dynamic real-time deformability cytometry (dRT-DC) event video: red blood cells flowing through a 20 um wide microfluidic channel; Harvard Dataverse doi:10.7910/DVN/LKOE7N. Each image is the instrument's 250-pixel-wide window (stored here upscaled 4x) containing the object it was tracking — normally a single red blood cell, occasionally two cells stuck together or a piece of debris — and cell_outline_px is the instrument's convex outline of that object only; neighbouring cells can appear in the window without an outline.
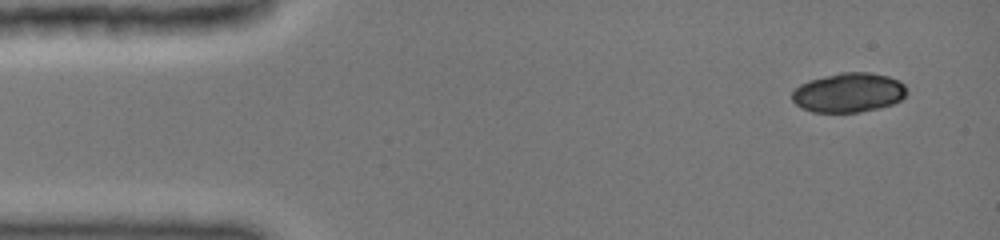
{"species": "common noctule bat (a hibernating species)", "species_latin": "Nyctalus noctula", "temperature_condition": "cold", "stored_images_in_passage": 13, "camera_frame_rate_fps": 3000, "um_per_image_px": 0.085, "animal": {"sex": "female", "body_mass_g": 19.0, "forearm_length_mm": 51.5}, "frame": {"image": 1, "passage_image": 1, "time_ms": 0.0, "image_size_px": [1000, 240], "cell_outline_px": [[904, 96], [900, 100], [892, 104], [880, 108], [860, 112], [812, 112], [800, 108], [792, 100], [792, 92], [800, 84], [808, 80], [840, 72], [868, 72], [888, 76], [900, 80], [904, 84]], "centroid_in_image_um": [72.1, 7.87], "position_along_channel_um": 12.9, "area_um2": 26.41}}
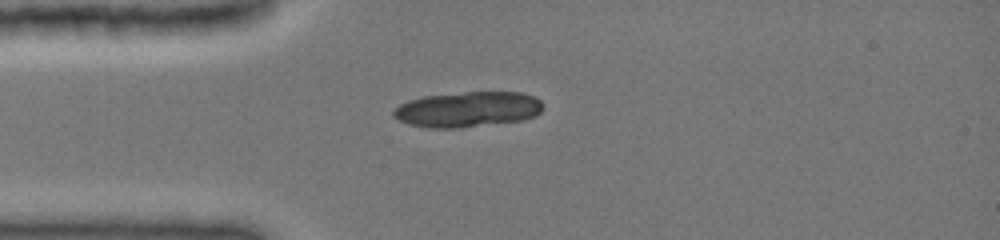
{"frame": {"image": 2, "passage_image": 4, "time_ms": 3.0, "image_size_px": [1000, 240], "cell_outline_px": [[540, 112], [536, 116], [524, 120], [460, 128], [428, 128], [408, 124], [392, 116], [392, 112], [400, 104], [408, 100], [424, 96], [464, 92], [520, 92], [532, 96], [540, 100]], "centroid_in_image_um": [39.73, 9.3], "position_along_channel_um": 45.3, "area_um2": 30.87}}